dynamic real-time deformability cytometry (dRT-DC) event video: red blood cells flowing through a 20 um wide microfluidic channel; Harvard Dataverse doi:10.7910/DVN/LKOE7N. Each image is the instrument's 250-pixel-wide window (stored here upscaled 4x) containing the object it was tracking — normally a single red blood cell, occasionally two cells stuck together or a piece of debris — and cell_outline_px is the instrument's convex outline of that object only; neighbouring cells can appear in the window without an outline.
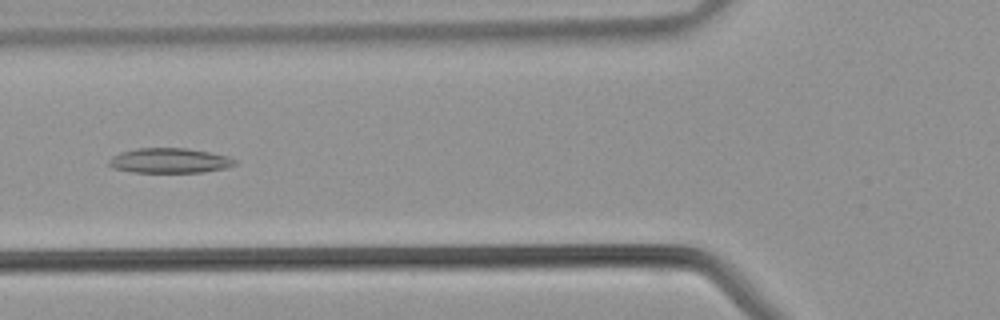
{"species": "common noctule bat (a hibernating species)", "species_latin": "Nyctalus noctula", "temperature_condition": "warm", "stored_images_in_passage": 41, "camera_frame_rate_fps": 3000, "um_per_image_px": 0.085, "animal": {"sex": "male", "body_mass_g": 21.5, "forearm_length_mm": 52.0}, "frame": {"image": 1, "passage_image": 15, "time_ms": 4.667, "image_size_px": [1000, 320], "cell_outline_px": [[236, 164], [224, 168], [204, 172], [132, 172], [112, 168], [108, 164], [108, 160], [112, 156], [120, 152], [136, 148], [184, 148], [208, 152], [228, 156], [236, 160]], "centroid_in_image_um": [14.37, 13.65], "position_along_channel_um": 111.4, "area_um2": 18.26}}
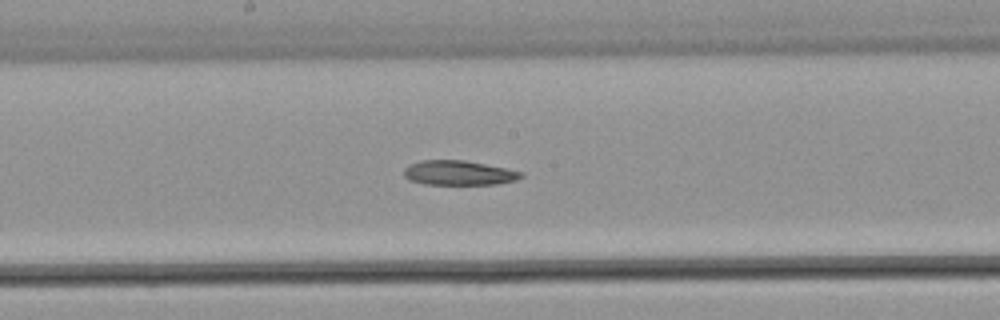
{"frame": {"image": 2, "passage_image": 21, "time_ms": 6.667, "image_size_px": [1000, 320], "cell_outline_px": [[524, 176], [516, 180], [500, 184], [424, 184], [408, 180], [404, 176], [404, 168], [408, 164], [420, 160], [464, 160], [524, 172]], "centroid_in_image_um": [38.97, 14.69], "position_along_channel_um": 209.2, "area_um2": 16.88}}
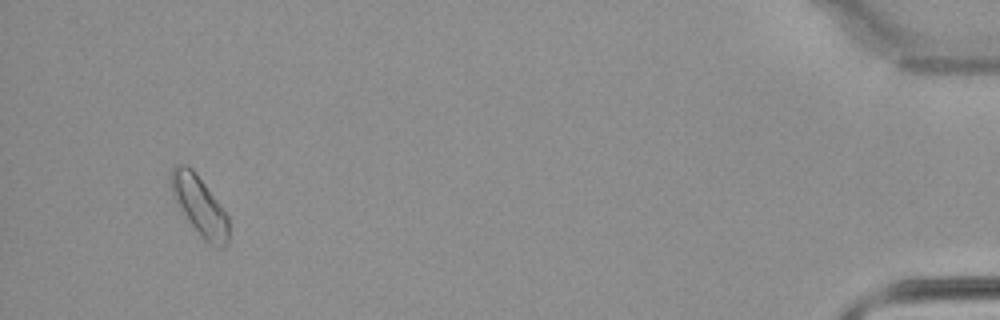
{"frame": {"image": 3, "passage_image": 39, "time_ms": 12.667, "image_size_px": [1000, 320], "cell_outline_px": [[228, 240], [224, 248], [216, 248], [208, 244], [204, 240], [188, 220], [180, 208], [172, 192], [168, 176], [172, 168], [176, 164], [184, 164], [192, 168], [228, 216]], "centroid_in_image_um": [16.95, 17.49], "position_along_channel_um": 418.3, "area_um2": 19.65}}